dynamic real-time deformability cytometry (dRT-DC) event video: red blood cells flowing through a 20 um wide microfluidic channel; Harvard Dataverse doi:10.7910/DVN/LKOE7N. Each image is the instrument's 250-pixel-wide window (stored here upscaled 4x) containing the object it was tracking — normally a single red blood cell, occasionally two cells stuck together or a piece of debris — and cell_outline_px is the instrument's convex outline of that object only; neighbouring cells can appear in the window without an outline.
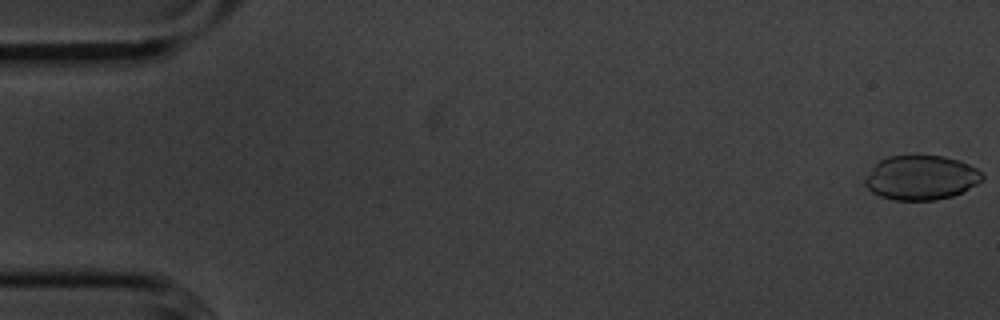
{"species": "common noctule bat (a hibernating species)", "species_latin": "Nyctalus noctula", "temperature_condition": "cold", "stored_images_in_passage": 55, "camera_frame_rate_fps": 3000, "um_per_image_px": 0.085, "animal": {"sex": "male", "body_mass_g": 20.1, "forearm_length_mm": 53.5}, "frame": {"image": 1, "passage_image": 1, "time_ms": 0.0, "image_size_px": [1000, 320], "cell_outline_px": [[984, 180], [952, 196], [936, 200], [892, 200], [880, 196], [872, 192], [864, 184], [864, 180], [876, 164], [880, 160], [888, 156], [944, 156], [960, 160], [976, 168], [984, 176]], "centroid_in_image_um": [78.3, 15.1], "position_along_channel_um": 6.7, "area_um2": 30.17}}